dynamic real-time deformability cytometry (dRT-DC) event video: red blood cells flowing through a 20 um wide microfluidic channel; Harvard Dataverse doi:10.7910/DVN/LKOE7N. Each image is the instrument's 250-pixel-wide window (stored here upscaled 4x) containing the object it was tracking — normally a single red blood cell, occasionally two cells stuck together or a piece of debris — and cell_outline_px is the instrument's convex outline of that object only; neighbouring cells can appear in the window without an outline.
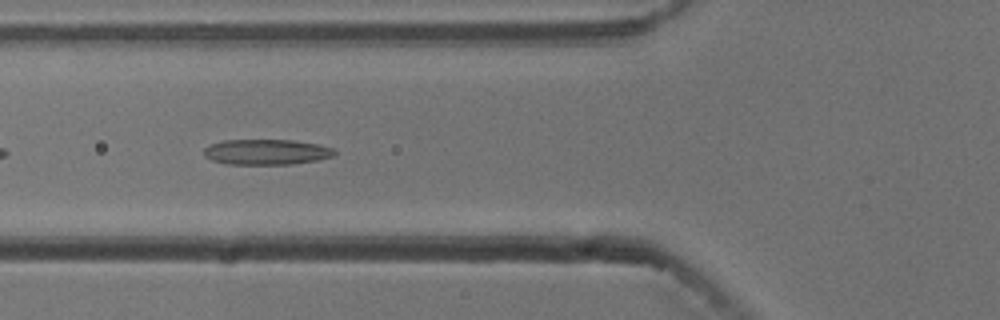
{"species": "common noctule bat (a hibernating species)", "species_latin": "Nyctalus noctula", "temperature_condition": "cold", "stored_images_in_passage": 39, "camera_frame_rate_fps": 3000, "um_per_image_px": 0.085, "animal": {"sex": "male", "body_mass_g": 13.3}, "frame": {"image": 1, "passage_image": 5, "time_ms": 1.333, "image_size_px": [1000, 320], "cell_outline_px": [[336, 152], [332, 156], [320, 160], [292, 164], [224, 164], [212, 160], [204, 156], [204, 148], [208, 144], [224, 140], [292, 140], [320, 144], [332, 148]], "centroid_in_image_um": [22.63, 12.92], "position_along_channel_um": 103.2, "area_um2": 19.54}}
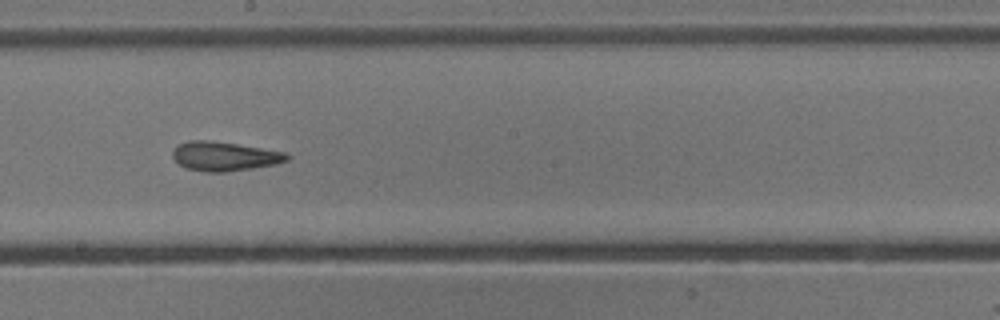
{"frame": {"image": 2, "passage_image": 15, "time_ms": 4.667, "image_size_px": [1000, 320], "cell_outline_px": [[292, 156], [288, 160], [276, 164], [252, 168], [224, 172], [204, 172], [184, 168], [172, 156], [172, 152], [180, 144], [188, 140], [212, 140], [288, 152]], "centroid_in_image_um": [19.12, 13.28], "position_along_channel_um": 229.1, "area_um2": 19.59}}
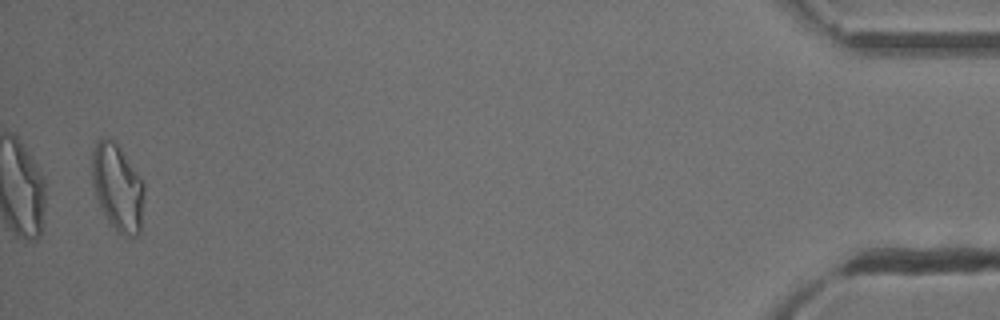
{"frame": {"image": 3, "passage_image": 38, "time_ms": 12.333, "image_size_px": [1000, 320], "cell_outline_px": [[144, 192], [140, 232], [136, 236], [124, 236], [108, 224], [96, 200], [92, 184], [92, 152], [96, 140], [104, 136], [116, 140], [144, 180]], "centroid_in_image_um": [9.98, 15.89], "position_along_channel_um": 425.2, "area_um2": 27.34}, "authors_computed_cell_mechanics": {"area_um2": 19.5942, "velocity_mm_per_s": 3.7668, "shape_relaxation_time_tau1_ms": 6.8659, "shape_relaxation_time_tau2_ms": 2.3059, "deformation_change_tau1": 0.1816, "deformation_change_tau2": 0.1137}}